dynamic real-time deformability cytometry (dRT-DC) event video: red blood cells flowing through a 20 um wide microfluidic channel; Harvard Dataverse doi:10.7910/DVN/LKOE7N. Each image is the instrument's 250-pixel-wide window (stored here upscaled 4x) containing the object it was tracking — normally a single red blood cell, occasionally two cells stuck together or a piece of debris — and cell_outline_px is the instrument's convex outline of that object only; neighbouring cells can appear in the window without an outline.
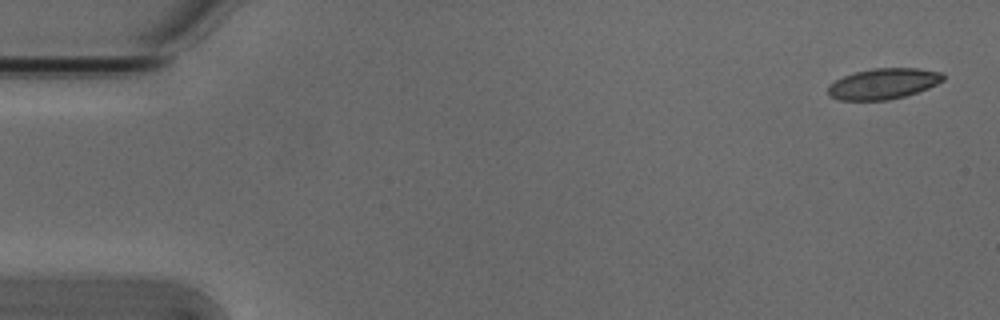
{"species": "Egyptian fruit bat (a non-hibernating species)", "species_latin": "Rousettus aegyptiacus", "temperature_condition": "cold", "stored_images_in_passage": 6, "segment_of_instrument_passage": [1, 2], "camera_frame_rate_fps": 3000, "um_per_image_px": 0.085, "animal": {"sex": "male"}, "frame": {"image": 1, "passage_image": 1, "time_ms": 0.0, "image_size_px": [1000, 320], "cell_outline_px": [[944, 80], [928, 88], [904, 96], [888, 100], [840, 100], [828, 96], [828, 84], [844, 76], [856, 72], [872, 68], [920, 68], [944, 72]], "centroid_in_image_um": [75.09, 7.11], "position_along_channel_um": 9.9, "area_um2": 20.69}}
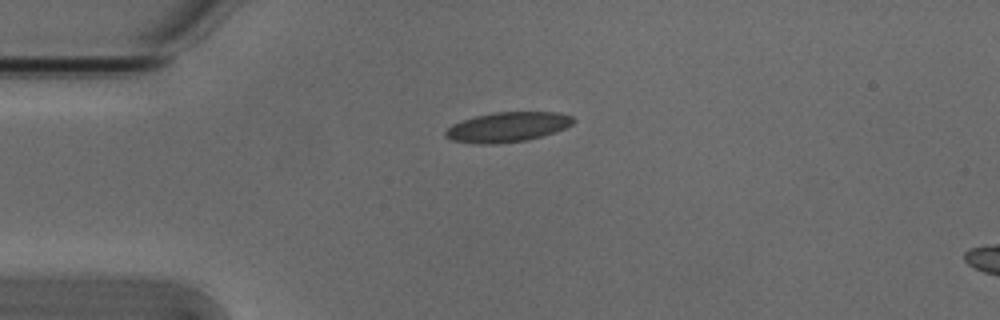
{"frame": {"image": 2, "passage_image": 4, "time_ms": 1.0, "image_size_px": [1000, 320], "cell_outline_px": [[576, 120], [572, 124], [564, 128], [528, 140], [496, 144], [480, 144], [452, 140], [444, 136], [444, 132], [452, 124], [476, 116], [496, 112], [560, 112], [572, 116]], "centroid_in_image_um": [43.14, 10.79], "position_along_channel_um": 41.9, "area_um2": 22.08}}